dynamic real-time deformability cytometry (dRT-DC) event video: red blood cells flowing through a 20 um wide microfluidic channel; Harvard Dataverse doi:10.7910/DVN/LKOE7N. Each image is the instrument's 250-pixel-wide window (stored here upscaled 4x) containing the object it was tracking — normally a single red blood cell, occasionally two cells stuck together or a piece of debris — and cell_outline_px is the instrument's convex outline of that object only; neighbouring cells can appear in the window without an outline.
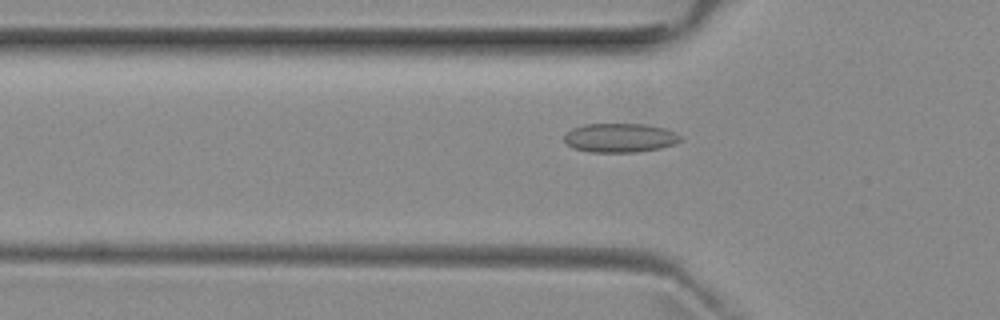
{"species": "common noctule bat (a hibernating species)", "species_latin": "Nyctalus noctula", "temperature_condition": "room temperature", "stored_images_in_passage": 44, "camera_frame_rate_fps": 3000, "um_per_image_px": 0.085, "animal": {"sex": "female", "body_mass_g": 29.2, "forearm_length_mm": 56.3}, "frame": {"image": 1, "passage_image": 9, "time_ms": 2.667, "image_size_px": [1000, 320], "cell_outline_px": [[680, 140], [672, 144], [660, 148], [636, 152], [588, 152], [572, 148], [564, 140], [564, 136], [572, 128], [584, 124], [644, 124], [664, 128], [680, 136]], "centroid_in_image_um": [52.64, 11.72], "position_along_channel_um": 73.2, "area_um2": 19.48}}
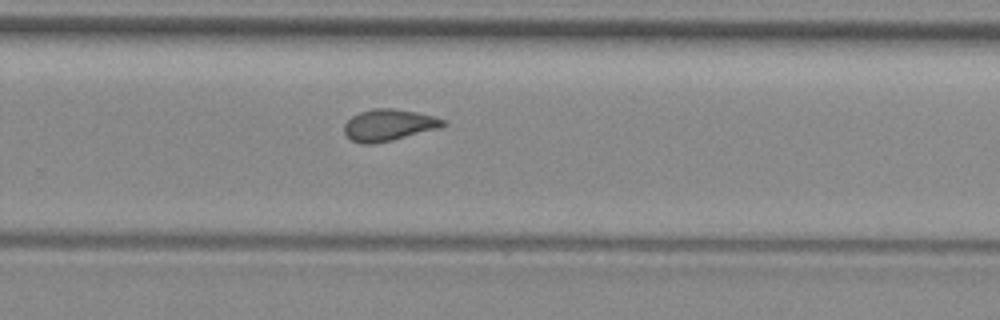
{"frame": {"image": 2, "passage_image": 26, "time_ms": 8.333, "image_size_px": [1000, 320], "cell_outline_px": [[448, 124], [444, 128], [392, 140], [372, 144], [360, 144], [352, 140], [344, 132], [344, 124], [352, 116], [360, 112], [372, 108], [396, 108], [416, 112], [448, 120]], "centroid_in_image_um": [33.11, 10.63], "position_along_channel_um": 296.7, "area_um2": 18.55}}
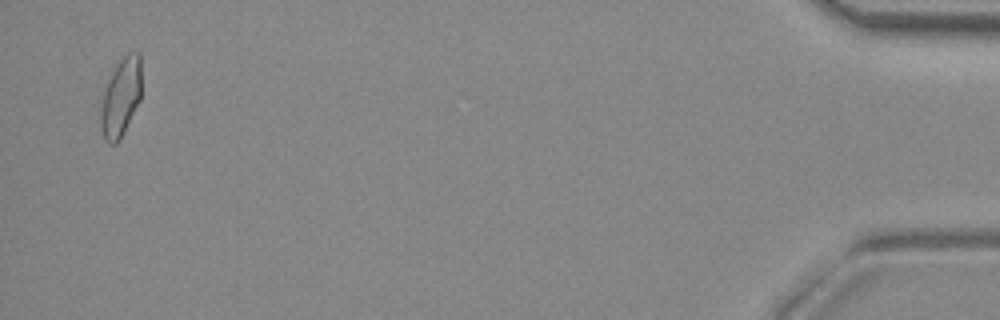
{"frame": {"image": 3, "passage_image": 43, "time_ms": 14.0, "image_size_px": [1000, 320], "cell_outline_px": [[140, 100], [120, 140], [116, 144], [108, 144], [104, 140], [100, 128], [100, 108], [104, 88], [116, 64], [128, 52], [140, 52]], "centroid_in_image_um": [10.24, 8.31], "position_along_channel_um": 425.0, "area_um2": 18.79}, "authors_computed_cell_mechanics": {"area_um2": 18.207, "velocity_mm_per_s": 3.9454, "shape_relaxation_time_tau1_ms": null, "shape_relaxation_time_tau2_ms": 1.6653, "deformation_change_tau1": null, "deformation_change_tau2": 0.0715}}